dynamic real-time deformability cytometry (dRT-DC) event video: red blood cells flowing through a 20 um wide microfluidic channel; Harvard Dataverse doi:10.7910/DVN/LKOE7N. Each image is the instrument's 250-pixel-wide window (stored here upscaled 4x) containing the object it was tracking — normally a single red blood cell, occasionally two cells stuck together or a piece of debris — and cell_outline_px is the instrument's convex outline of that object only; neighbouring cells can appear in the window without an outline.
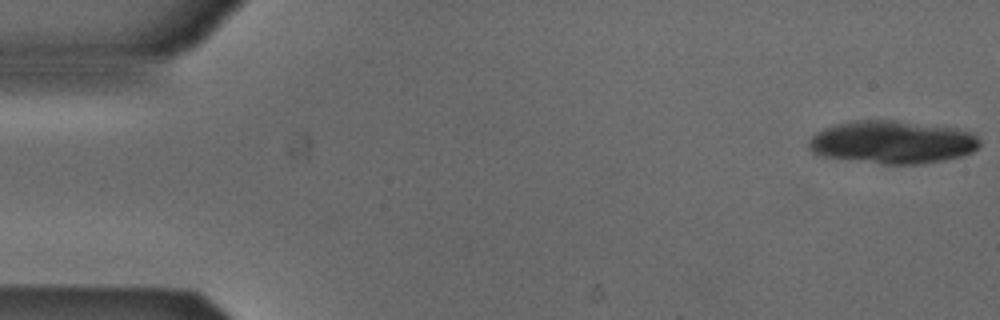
{"species": "Egyptian fruit bat (a non-hibernating species)", "species_latin": "Rousettus aegyptiacus", "temperature_condition": "cold", "stored_images_in_passage": 18, "camera_frame_rate_fps": 3000, "um_per_image_px": 0.085, "animal": {"sex": "male"}, "frame": {"image": 1, "passage_image": 1, "time_ms": 0.0, "image_size_px": [1000, 320], "cell_outline_px": [[980, 144], [972, 152], [964, 156], [944, 160], [920, 164], [884, 164], [824, 156], [812, 152], [808, 148], [808, 144], [812, 136], [816, 132], [824, 128], [836, 124], [856, 120], [892, 120], [956, 128], [972, 132], [980, 140]], "centroid_in_image_um": [75.87, 12.08], "position_along_channel_um": 9.1, "area_um2": 42.66}}